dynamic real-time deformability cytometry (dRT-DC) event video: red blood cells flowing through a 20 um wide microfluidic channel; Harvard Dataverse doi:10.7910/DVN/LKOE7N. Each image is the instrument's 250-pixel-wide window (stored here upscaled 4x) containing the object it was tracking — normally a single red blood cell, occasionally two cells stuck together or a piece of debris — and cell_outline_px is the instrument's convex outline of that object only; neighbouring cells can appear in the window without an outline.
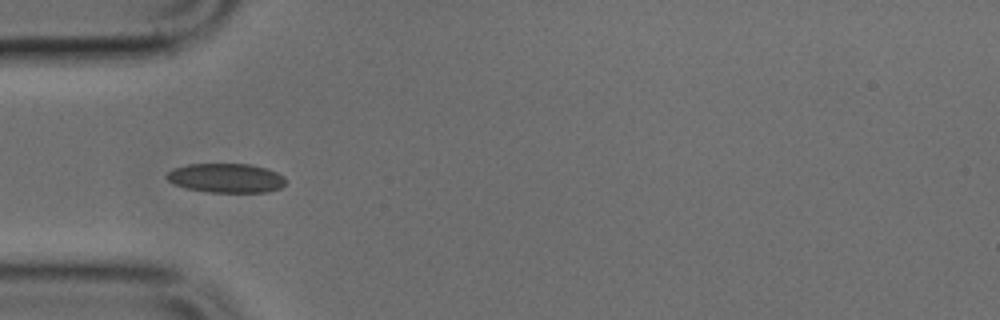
{"species": "common noctule bat (a hibernating species)", "species_latin": "Nyctalus noctula", "temperature_condition": "cold", "stored_images_in_passage": 35, "camera_frame_rate_fps": 3000, "um_per_image_px": 0.085, "animal": {"sex": "male", "body_mass_g": 17.9, "forearm_length_mm": 54.2}, "frame": {"image": 1, "passage_image": 1, "time_ms": 0.0, "image_size_px": [1000, 320], "cell_outline_px": [[288, 180], [280, 188], [268, 192], [208, 192], [184, 188], [172, 184], [164, 176], [172, 168], [188, 164], [248, 164], [268, 168], [284, 176]], "centroid_in_image_um": [19.2, 15.13], "position_along_channel_um": 65.8, "area_um2": 20.58}}
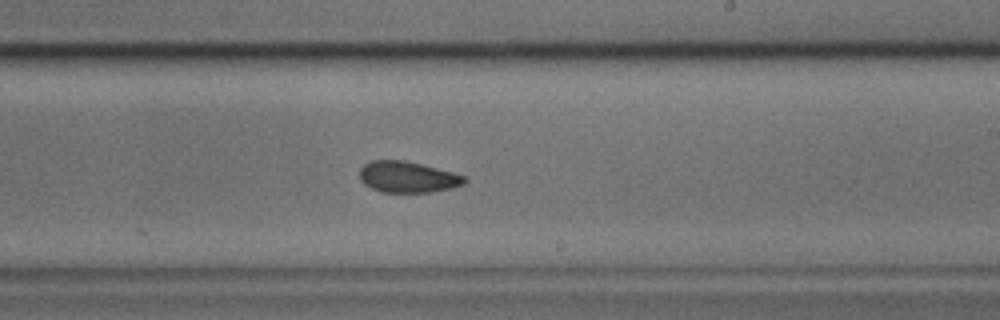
{"frame": {"image": 2, "passage_image": 15, "time_ms": 4.667, "image_size_px": [1000, 320], "cell_outline_px": [[468, 180], [464, 184], [452, 188], [428, 192], [384, 192], [372, 188], [364, 184], [360, 180], [360, 168], [364, 164], [372, 160], [404, 160], [468, 176]], "centroid_in_image_um": [34.67, 15.04], "position_along_channel_um": 254.3, "area_um2": 19.02}}
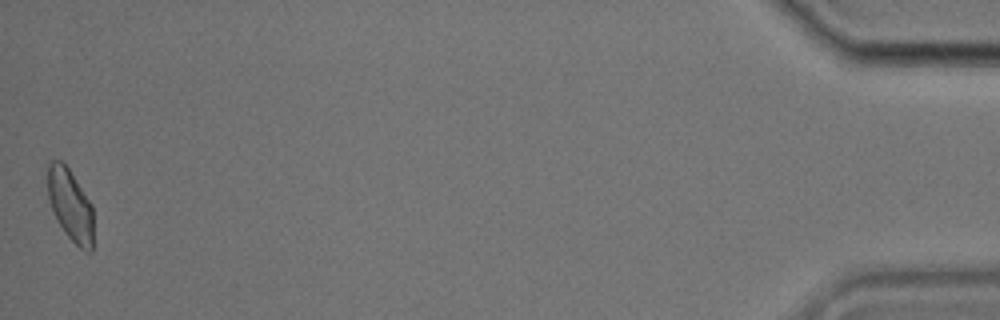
{"frame": {"image": 3, "passage_image": 35, "time_ms": 11.333, "image_size_px": [1000, 320], "cell_outline_px": [[92, 252], [88, 252], [80, 248], [64, 232], [56, 220], [48, 196], [48, 164], [52, 160], [60, 160], [68, 168], [92, 204]], "centroid_in_image_um": [5.97, 17.44], "position_along_channel_um": 429.2, "area_um2": 18.9}}